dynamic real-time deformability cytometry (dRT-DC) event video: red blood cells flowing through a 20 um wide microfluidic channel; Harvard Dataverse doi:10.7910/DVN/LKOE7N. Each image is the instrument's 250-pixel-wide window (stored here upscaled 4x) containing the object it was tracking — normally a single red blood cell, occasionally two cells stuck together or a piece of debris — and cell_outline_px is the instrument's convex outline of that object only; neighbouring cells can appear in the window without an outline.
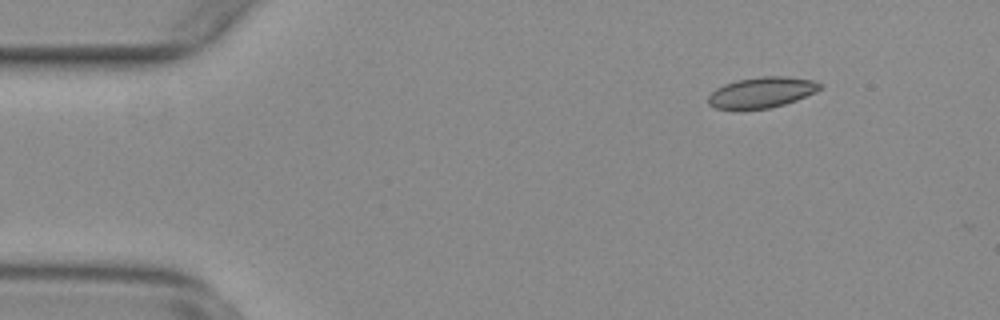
{"species": "common noctule bat (a hibernating species)", "species_latin": "Nyctalus noctula", "temperature_condition": "warm", "stored_images_in_passage": 44, "camera_frame_rate_fps": 3000, "um_per_image_px": 0.085, "animal": {"sex": "female", "body_mass_g": 29.2, "forearm_length_mm": 56.3}, "frame": {"image": 1, "passage_image": 1, "time_ms": 0.0, "image_size_px": [1000, 320], "cell_outline_px": [[820, 88], [816, 92], [796, 100], [784, 104], [768, 108], [716, 108], [708, 104], [708, 96], [716, 88], [724, 84], [736, 80], [760, 76], [784, 76], [812, 80], [820, 84]], "centroid_in_image_um": [64.73, 7.83], "position_along_channel_um": 20.3, "area_um2": 19.65}}
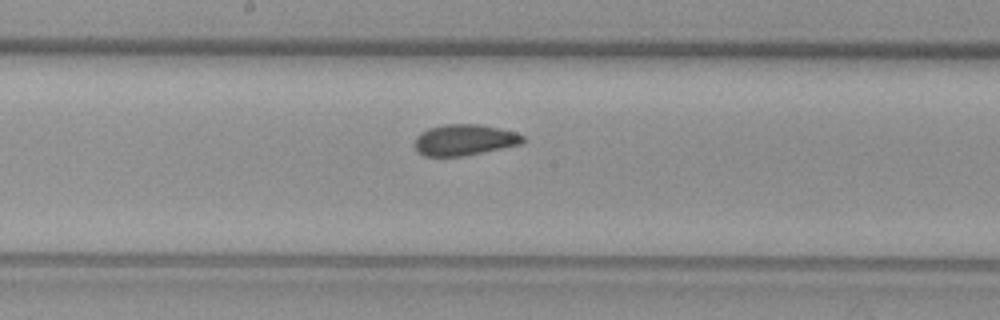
{"frame": {"image": 2, "passage_image": 23, "time_ms": 7.333, "image_size_px": [1000, 320], "cell_outline_px": [[524, 140], [520, 144], [464, 156], [424, 156], [416, 152], [412, 144], [416, 136], [420, 132], [428, 128], [444, 124], [480, 124], [500, 128], [516, 132], [524, 136]], "centroid_in_image_um": [39.4, 11.89], "position_along_channel_um": 208.8, "area_um2": 19.83}}
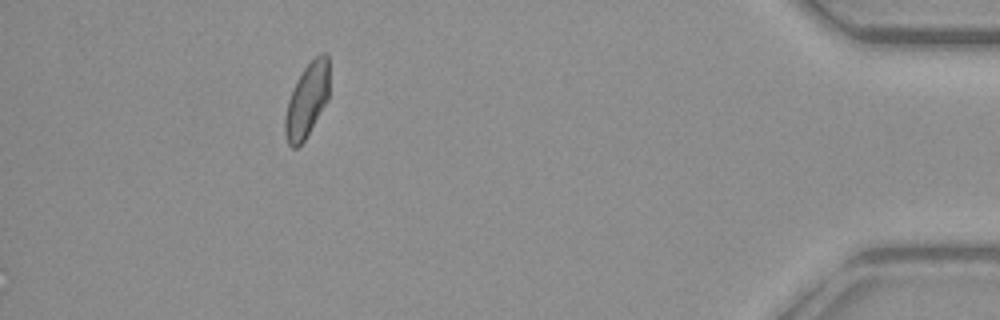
{"frame": {"image": 3, "passage_image": 44, "time_ms": 14.333, "image_size_px": [1000, 320], "cell_outline_px": [[328, 100], [304, 140], [296, 148], [292, 148], [288, 144], [284, 132], [284, 116], [288, 100], [304, 68], [320, 52], [324, 52], [328, 56]], "centroid_in_image_um": [26.08, 8.54], "position_along_channel_um": 409.1, "area_um2": 18.79}, "authors_computed_cell_mechanics": {"area_um2": 19.8543, "velocity_mm_per_s": 3.7464, "shape_relaxation_time_tau1_ms": null, "shape_relaxation_time_tau2_ms": 1.0009, "deformation_change_tau1": null, "deformation_change_tau2": 0.0629}}